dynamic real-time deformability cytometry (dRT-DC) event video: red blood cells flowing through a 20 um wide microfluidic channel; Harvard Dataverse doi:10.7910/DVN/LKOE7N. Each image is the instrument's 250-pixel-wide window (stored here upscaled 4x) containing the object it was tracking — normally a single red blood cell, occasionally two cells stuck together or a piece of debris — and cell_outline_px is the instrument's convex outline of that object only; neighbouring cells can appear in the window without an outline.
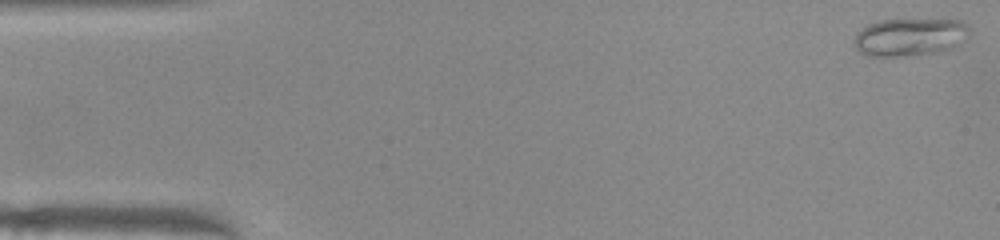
{"species": "common noctule bat (a hibernating species)", "species_latin": "Nyctalus noctula", "temperature_condition": "warm", "stored_images_in_passage": 10, "camera_frame_rate_fps": 3000, "um_per_image_px": 0.085, "animal": {"sex": "female", "body_mass_g": 22.0, "forearm_length_mm": 56.7}, "frame": {"image": 1, "passage_image": 1, "time_ms": 0.0, "image_size_px": [1000, 240], "cell_outline_px": [[968, 28], [956, 44], [952, 48], [936, 52], [916, 56], [864, 56], [856, 48], [852, 40], [856, 32], [868, 24], [880, 20], [964, 20]], "centroid_in_image_um": [77.21, 3.16], "position_along_channel_um": 7.8, "area_um2": 25.14}}